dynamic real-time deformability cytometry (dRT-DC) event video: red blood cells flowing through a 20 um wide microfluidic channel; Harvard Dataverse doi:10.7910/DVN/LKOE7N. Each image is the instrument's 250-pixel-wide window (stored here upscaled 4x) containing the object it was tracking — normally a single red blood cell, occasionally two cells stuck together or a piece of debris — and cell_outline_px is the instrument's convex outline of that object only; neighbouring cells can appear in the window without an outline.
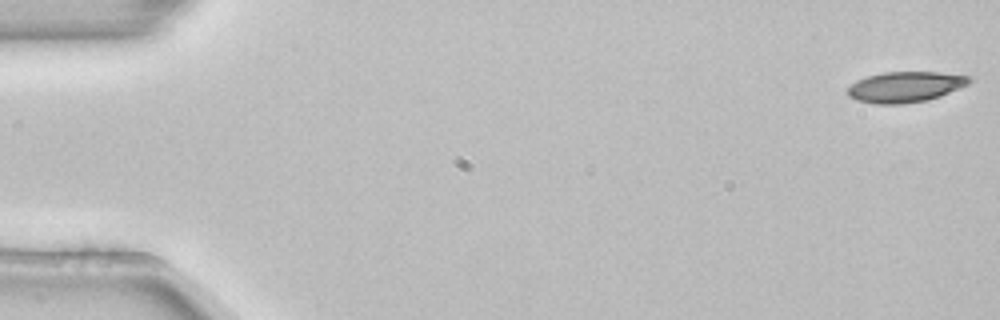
{"species": "common noctule bat (a hibernating species)", "species_latin": "Nyctalus noctula", "temperature_condition": "room temperature", "stored_images_in_passage": 13, "camera_frame_rate_fps": 3000, "um_per_image_px": 0.085, "animal": {"sex": "female", "body_mass_g": 22.7, "forearm_length_mm": 54.2}, "frame": {"image": 1, "passage_image": 1, "time_ms": 0.0, "image_size_px": [1000, 320], "cell_outline_px": [[972, 80], [968, 84], [940, 96], [928, 100], [904, 104], [876, 104], [856, 100], [848, 96], [848, 88], [856, 80], [868, 76], [884, 72], [936, 72], [972, 76]], "centroid_in_image_um": [76.95, 7.39], "position_along_channel_um": 8.1, "area_um2": 21.73}}